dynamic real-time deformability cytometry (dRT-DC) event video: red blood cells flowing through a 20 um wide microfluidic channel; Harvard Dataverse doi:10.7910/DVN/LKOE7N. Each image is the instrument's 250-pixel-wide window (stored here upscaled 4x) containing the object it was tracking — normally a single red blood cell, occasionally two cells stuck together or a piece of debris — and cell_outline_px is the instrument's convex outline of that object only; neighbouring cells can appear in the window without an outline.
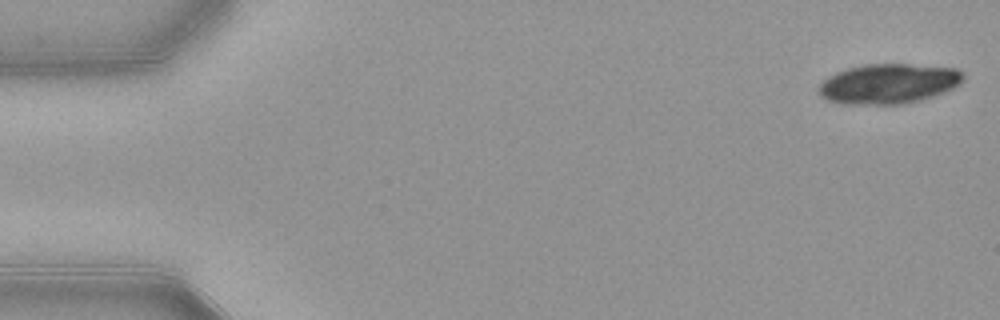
{"species": "common noctule bat (a hibernating species)", "species_latin": "Nyctalus noctula", "temperature_condition": "warm", "stored_images_in_passage": 11, "camera_frame_rate_fps": 3000, "um_per_image_px": 0.085, "animal": {"sex": "female", "body_mass_g": 21.9}, "frame": {"image": 1, "passage_image": 1, "time_ms": 0.0, "image_size_px": [1000, 320], "cell_outline_px": [[964, 80], [960, 84], [944, 92], [920, 100], [904, 104], [840, 104], [828, 100], [820, 96], [820, 84], [824, 80], [836, 72], [848, 68], [864, 64], [908, 64], [956, 68], [964, 76]], "centroid_in_image_um": [75.53, 7.12], "position_along_channel_um": 9.5, "area_um2": 33.52}}